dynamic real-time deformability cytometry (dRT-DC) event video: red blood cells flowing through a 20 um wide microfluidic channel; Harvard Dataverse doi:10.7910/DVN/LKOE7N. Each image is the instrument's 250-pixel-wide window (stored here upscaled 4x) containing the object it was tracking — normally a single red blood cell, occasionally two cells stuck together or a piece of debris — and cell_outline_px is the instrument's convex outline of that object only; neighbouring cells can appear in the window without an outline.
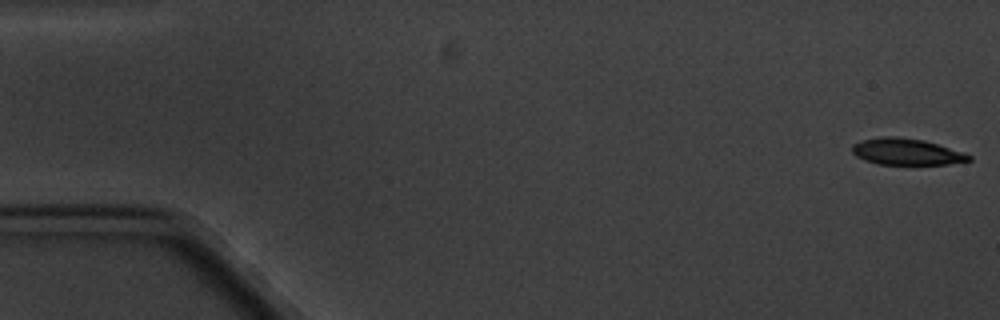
{"species": "common noctule bat (a hibernating species)", "species_latin": "Nyctalus noctula", "temperature_condition": "cold", "stored_images_in_passage": 7, "camera_frame_rate_fps": 3000, "um_per_image_px": 0.085, "animal": {"sex": "male", "body_mass_g": 20.1, "forearm_length_mm": 53.5}, "frame": {"image": 1, "passage_image": 1, "time_ms": 0.0, "image_size_px": [1000, 320], "cell_outline_px": [[972, 160], [948, 164], [876, 164], [864, 160], [856, 156], [852, 152], [852, 144], [860, 140], [880, 136], [896, 136], [924, 140], [964, 152], [972, 156]], "centroid_in_image_um": [77.02, 12.89], "position_along_channel_um": 8.0, "area_um2": 18.15}}
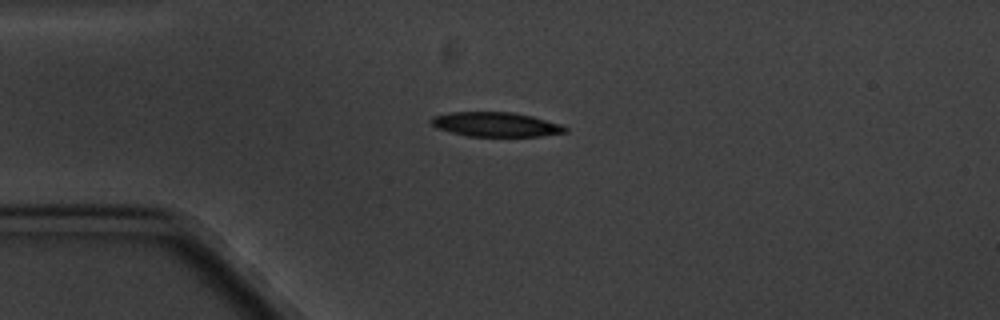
{"frame": {"image": 2, "passage_image": 4, "time_ms": 4.333, "image_size_px": [1000, 320], "cell_outline_px": [[568, 132], [540, 136], [468, 136], [436, 128], [428, 120], [432, 116], [452, 112], [512, 112], [532, 116], [560, 124], [568, 128]], "centroid_in_image_um": [42.13, 10.57], "position_along_channel_um": 42.9, "area_um2": 19.07}}